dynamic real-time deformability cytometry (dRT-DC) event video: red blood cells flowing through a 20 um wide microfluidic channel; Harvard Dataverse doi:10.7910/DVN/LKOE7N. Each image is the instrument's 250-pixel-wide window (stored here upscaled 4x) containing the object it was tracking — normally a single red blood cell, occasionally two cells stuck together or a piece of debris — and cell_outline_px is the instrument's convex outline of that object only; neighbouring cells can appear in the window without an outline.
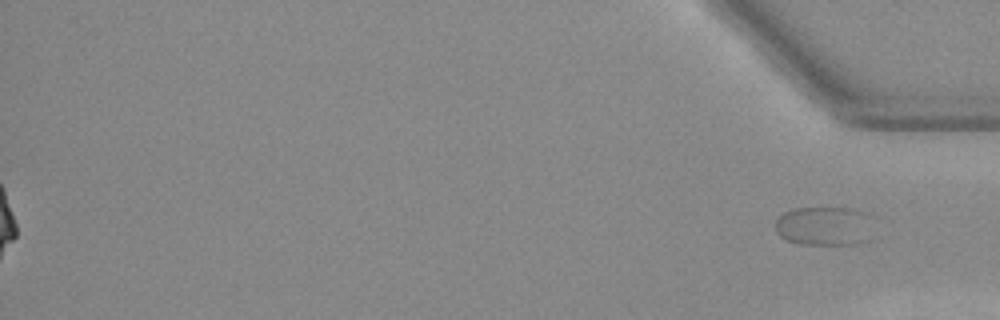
{"species": "Egyptian fruit bat (a non-hibernating species)", "species_latin": "Rousettus aegyptiacus", "temperature_condition": "warm", "stored_images_in_passage": 54, "segment_of_instrument_passage": [2, 2], "camera_frame_rate_fps": 3000, "um_per_image_px": 0.085, "animal": {"sex": "female"}, "frame": {"image": 1, "passage_image": 54, "time_ms": 17.667, "image_size_px": [1000, 320], "cell_outline_px": [[868, 240], [856, 244], [800, 244], [788, 240], [780, 236], [776, 232], [776, 220], [784, 212], [792, 208], [852, 208], [864, 212], [868, 216]], "centroid_in_image_um": [70.0, 19.21], "position_along_channel_um": 365.2, "area_um2": 22.02}}